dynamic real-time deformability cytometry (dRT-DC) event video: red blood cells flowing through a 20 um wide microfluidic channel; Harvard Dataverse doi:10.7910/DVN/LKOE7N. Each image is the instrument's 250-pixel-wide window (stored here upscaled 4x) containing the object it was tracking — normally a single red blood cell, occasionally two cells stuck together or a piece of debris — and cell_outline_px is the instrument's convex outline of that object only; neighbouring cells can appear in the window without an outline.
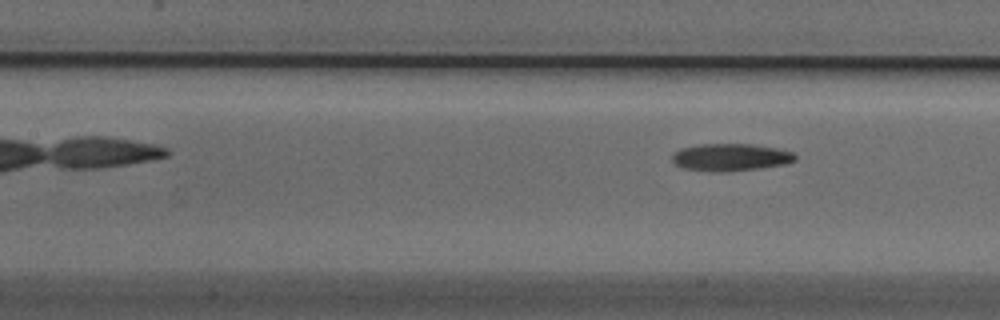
{"species": "Egyptian fruit bat (a non-hibernating species)", "species_latin": "Rousettus aegyptiacus", "temperature_condition": "cold", "stored_images_in_passage": 7, "camera_frame_rate_fps": 3000, "um_per_image_px": 0.085, "animal": {"sex": "male"}, "frame": {"image": 1, "passage_image": 7, "time_ms": 2.0, "image_size_px": [1000, 320], "cell_outline_px": [[796, 160], [784, 164], [760, 168], [728, 172], [712, 172], [684, 168], [676, 164], [672, 160], [672, 156], [680, 148], [700, 144], [752, 144], [776, 148], [792, 152], [796, 156]], "centroid_in_image_um": [62.1, 13.37], "position_along_channel_um": 145.3, "area_um2": 19.59}}